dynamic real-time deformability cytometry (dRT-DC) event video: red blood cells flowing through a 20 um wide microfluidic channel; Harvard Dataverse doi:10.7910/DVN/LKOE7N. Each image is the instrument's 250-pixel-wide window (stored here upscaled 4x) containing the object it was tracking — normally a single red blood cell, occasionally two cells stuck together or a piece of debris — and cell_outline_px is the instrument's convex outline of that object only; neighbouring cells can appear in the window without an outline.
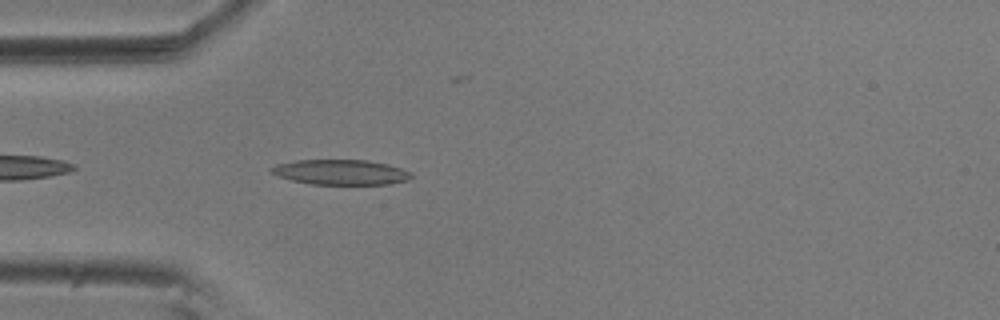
{"species": "common noctule bat (a hibernating species)", "species_latin": "Nyctalus noctula", "temperature_condition": "room temperature", "stored_images_in_passage": 23, "camera_frame_rate_fps": 3000, "um_per_image_px": 0.085, "animal": {"sex": "male", "body_mass_g": 20.5, "forearm_length_mm": 52.5}, "frame": {"image": 1, "passage_image": 3, "time_ms": 0.667, "image_size_px": [1000, 320], "cell_outline_px": [[412, 176], [408, 180], [388, 184], [312, 184], [292, 180], [268, 172], [268, 168], [276, 164], [296, 160], [368, 160], [388, 164], [412, 172]], "centroid_in_image_um": [28.94, 14.63], "position_along_channel_um": 56.1, "area_um2": 20.52}}
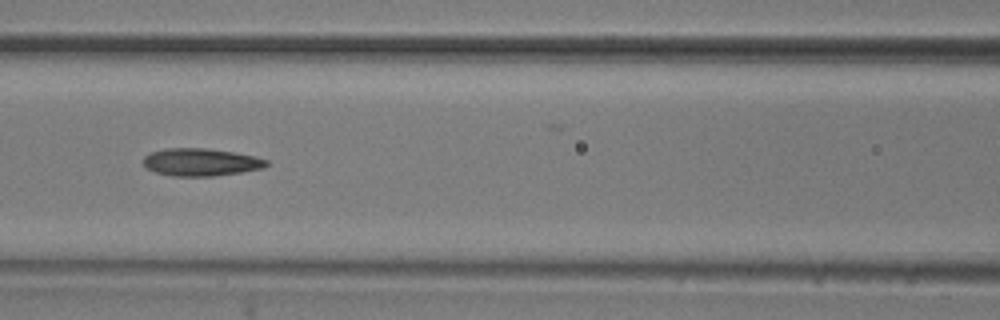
{"frame": {"image": 2, "passage_image": 11, "time_ms": 3.333, "image_size_px": [1000, 320], "cell_outline_px": [[268, 164], [264, 168], [240, 172], [212, 176], [172, 176], [156, 172], [148, 168], [144, 164], [144, 156], [152, 152], [168, 148], [204, 148], [232, 152], [252, 156], [268, 160]], "centroid_in_image_um": [17.07, 13.78], "position_along_channel_um": 149.5, "area_um2": 19.48}}
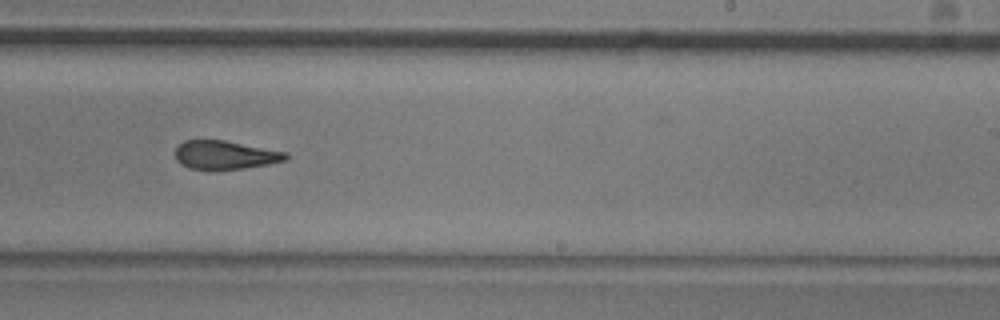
{"frame": {"image": 3, "passage_image": 21, "time_ms": 6.667, "image_size_px": [1000, 320], "cell_outline_px": [[288, 160], [268, 164], [244, 168], [216, 172], [188, 168], [180, 164], [176, 160], [176, 148], [184, 140], [224, 140], [288, 152]], "centroid_in_image_um": [19.13, 13.2], "position_along_channel_um": 269.9, "area_um2": 18.96}}